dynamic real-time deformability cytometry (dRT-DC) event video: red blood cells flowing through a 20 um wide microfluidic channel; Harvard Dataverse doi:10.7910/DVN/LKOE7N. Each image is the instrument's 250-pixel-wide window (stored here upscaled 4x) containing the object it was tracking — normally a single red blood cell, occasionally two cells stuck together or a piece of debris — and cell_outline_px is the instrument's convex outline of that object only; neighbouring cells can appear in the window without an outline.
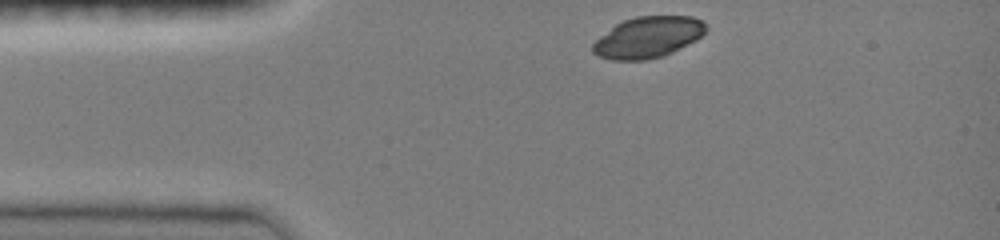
{"species": "common noctule bat (a hibernating species)", "species_latin": "Nyctalus noctula", "temperature_condition": "room temperature", "stored_images_in_passage": 34, "camera_frame_rate_fps": 3000, "um_per_image_px": 0.085, "animal": {"sex": "female", "body_mass_g": 19.0, "forearm_length_mm": 51.5}, "frame": {"image": 1, "passage_image": 1, "time_ms": 0.0, "image_size_px": [1000, 240], "cell_outline_px": [[708, 28], [696, 40], [664, 56], [648, 60], [612, 60], [600, 56], [592, 52], [592, 44], [600, 36], [616, 24], [624, 20], [636, 16], [692, 16], [708, 24]], "centroid_in_image_um": [55.09, 3.17], "position_along_channel_um": 29.9, "area_um2": 27.11}}
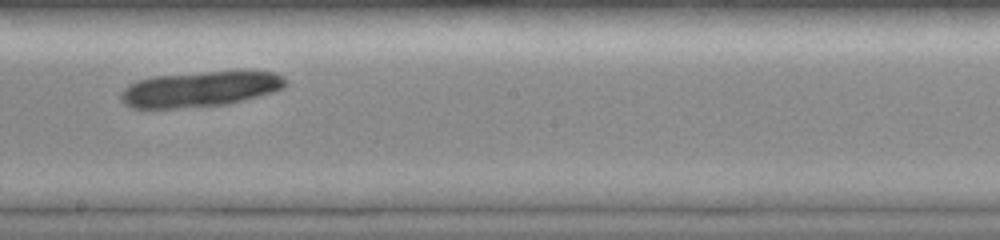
{"frame": {"image": 2, "passage_image": 19, "time_ms": 6.0, "image_size_px": [1000, 240], "cell_outline_px": [[288, 84], [284, 88], [272, 92], [244, 100], [228, 104], [176, 108], [132, 108], [124, 104], [120, 100], [120, 92], [128, 84], [136, 80], [152, 76], [204, 72], [276, 72], [288, 80]], "centroid_in_image_um": [16.96, 7.58], "position_along_channel_um": 231.2, "area_um2": 34.04}}
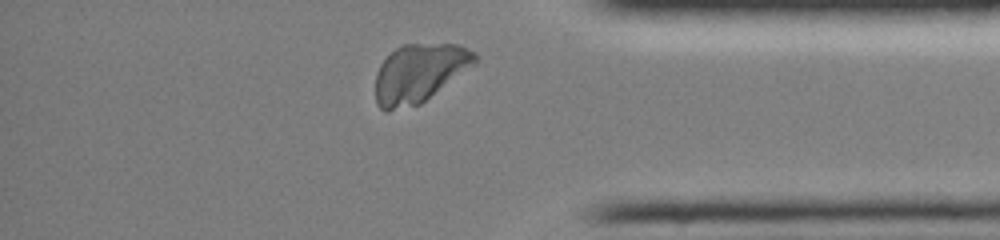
{"frame": {"image": 3, "passage_image": 32, "time_ms": 10.333, "image_size_px": [1000, 240], "cell_outline_px": [[476, 64], [420, 104], [388, 112], [384, 112], [376, 104], [376, 72], [380, 64], [396, 48], [404, 44], [460, 44], [476, 52]], "centroid_in_image_um": [35.64, 6.22], "position_along_channel_um": 399.6, "area_um2": 33.99}}